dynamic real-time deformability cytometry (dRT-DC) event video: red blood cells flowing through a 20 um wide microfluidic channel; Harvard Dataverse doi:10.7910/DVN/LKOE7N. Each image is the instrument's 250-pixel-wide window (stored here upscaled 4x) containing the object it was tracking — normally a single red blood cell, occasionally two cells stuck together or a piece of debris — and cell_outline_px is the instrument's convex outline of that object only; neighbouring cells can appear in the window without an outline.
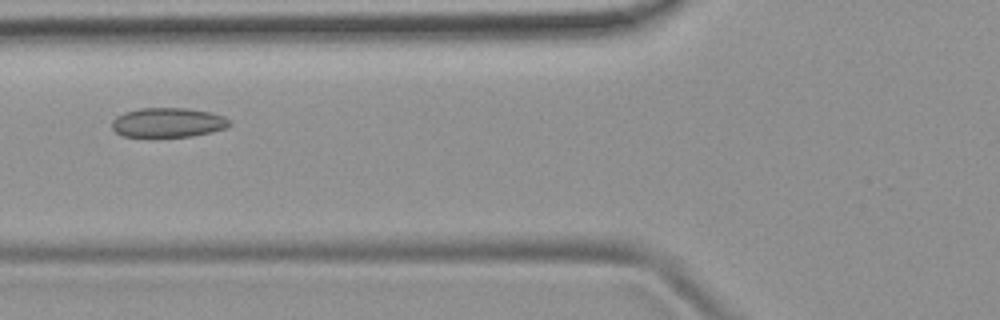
{"species": "common noctule bat (a hibernating species)", "species_latin": "Nyctalus noctula", "temperature_condition": "room temperature", "stored_images_in_passage": 32, "camera_frame_rate_fps": 3000, "um_per_image_px": 0.085, "animal": {"sex": "female", "body_mass_g": 19.9}, "frame": {"image": 1, "passage_image": 14, "time_ms": 4.333, "image_size_px": [1000, 320], "cell_outline_px": [[232, 124], [228, 128], [212, 132], [192, 136], [124, 136], [116, 132], [112, 128], [112, 120], [116, 116], [124, 112], [140, 108], [188, 108], [212, 112], [224, 116], [232, 120]], "centroid_in_image_um": [14.34, 10.4], "position_along_channel_um": 111.5, "area_um2": 20.4}}
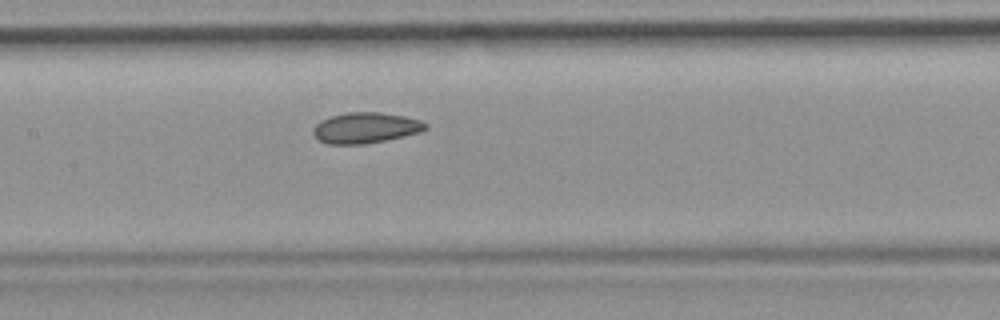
{"frame": {"image": 2, "passage_image": 19, "time_ms": 6.0, "image_size_px": [1000, 320], "cell_outline_px": [[428, 128], [420, 132], [404, 136], [364, 144], [328, 144], [320, 140], [312, 132], [312, 128], [320, 120], [332, 116], [348, 112], [380, 112], [404, 116], [420, 120], [428, 124]], "centroid_in_image_um": [31.08, 10.86], "position_along_channel_um": 176.3, "area_um2": 20.06}}